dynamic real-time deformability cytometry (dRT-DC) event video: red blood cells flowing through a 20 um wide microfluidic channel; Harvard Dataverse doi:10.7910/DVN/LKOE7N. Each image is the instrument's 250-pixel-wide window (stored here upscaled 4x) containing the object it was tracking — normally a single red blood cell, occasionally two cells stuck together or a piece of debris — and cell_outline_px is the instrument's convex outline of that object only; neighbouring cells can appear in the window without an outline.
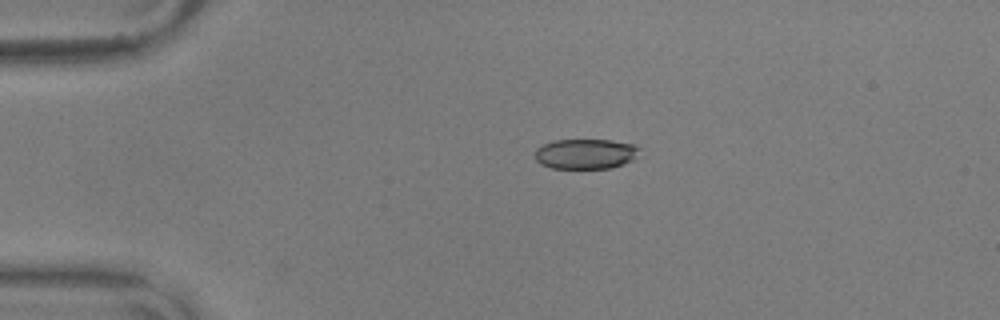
{"species": "common noctule bat (a hibernating species)", "species_latin": "Nyctalus noctula", "temperature_condition": "warm", "stored_images_in_passage": 40, "camera_frame_rate_fps": 3000, "um_per_image_px": 0.085, "animal": {"sex": "male", "body_mass_g": 17.9, "forearm_length_mm": 54.2}, "frame": {"image": 1, "passage_image": 1, "time_ms": 0.0, "image_size_px": [1000, 320], "cell_outline_px": [[640, 148], [636, 160], [612, 168], [552, 168], [540, 164], [536, 160], [536, 148], [544, 144], [556, 140], [612, 140], [636, 144]], "centroid_in_image_um": [49.84, 13.08], "position_along_channel_um": 35.2, "area_um2": 18.55}}
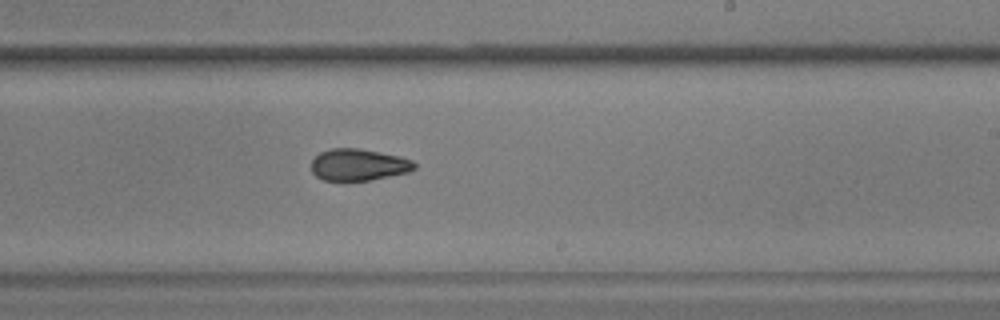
{"frame": {"image": 2, "passage_image": 23, "time_ms": 7.333, "image_size_px": [1000, 320], "cell_outline_px": [[416, 168], [408, 172], [368, 180], [324, 180], [316, 176], [312, 172], [312, 160], [320, 152], [332, 148], [360, 148], [400, 156], [412, 160], [416, 164]], "centroid_in_image_um": [30.48, 13.99], "position_along_channel_um": 258.5, "area_um2": 18.96}}
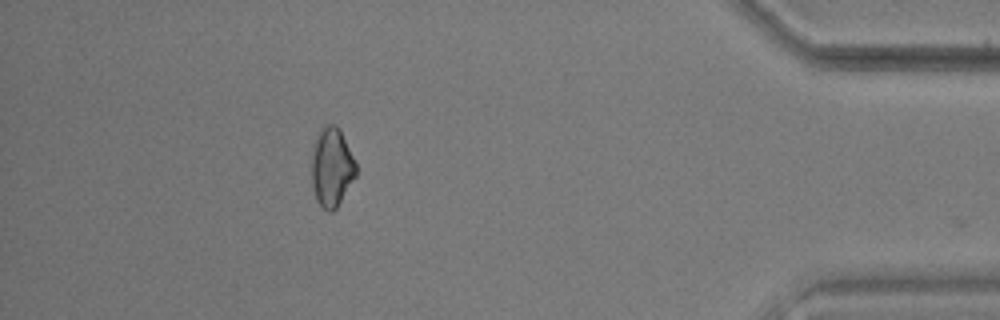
{"frame": {"image": 3, "passage_image": 39, "time_ms": 12.667, "image_size_px": [1000, 320], "cell_outline_px": [[356, 176], [336, 208], [332, 212], [328, 212], [316, 200], [312, 188], [312, 144], [316, 132], [320, 128], [328, 124], [336, 124], [340, 128], [356, 160]], "centroid_in_image_um": [28.19, 14.16], "position_along_channel_um": 407.0, "area_um2": 20.92}}